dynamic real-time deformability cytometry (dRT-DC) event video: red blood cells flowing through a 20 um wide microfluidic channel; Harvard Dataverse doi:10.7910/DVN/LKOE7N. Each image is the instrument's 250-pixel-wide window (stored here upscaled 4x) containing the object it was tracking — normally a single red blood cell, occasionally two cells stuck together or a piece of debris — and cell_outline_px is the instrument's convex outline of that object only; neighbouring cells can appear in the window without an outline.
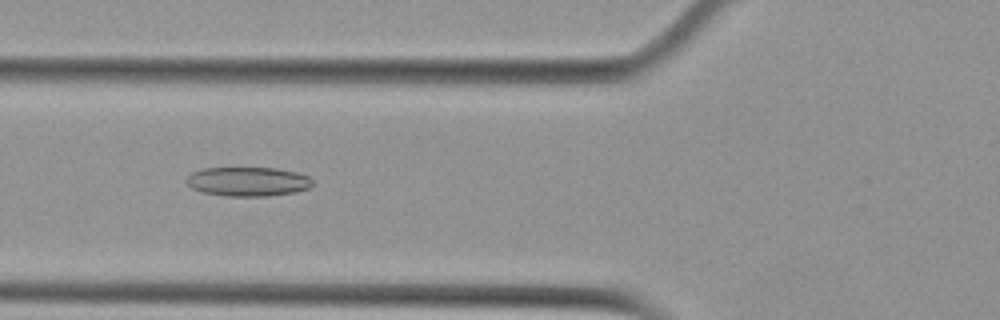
{"species": "Egyptian fruit bat (a non-hibernating species)", "species_latin": "Rousettus aegyptiacus", "temperature_condition": "cold", "stored_images_in_passage": 48, "camera_frame_rate_fps": 3000, "um_per_image_px": 0.085, "animal": {"sex": "female"}, "frame": {"image": 1, "passage_image": 14, "time_ms": 4.333, "image_size_px": [1000, 320], "cell_outline_px": [[312, 184], [308, 188], [296, 192], [268, 196], [228, 196], [204, 192], [192, 188], [184, 180], [192, 172], [204, 168], [276, 168], [296, 172], [308, 176], [312, 180]], "centroid_in_image_um": [21.07, 15.43], "position_along_channel_um": 104.7, "area_um2": 21.39}}
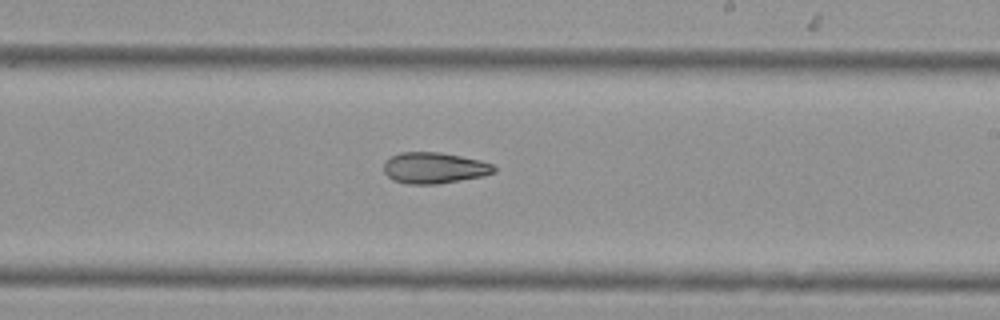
{"frame": {"image": 2, "passage_image": 26, "time_ms": 8.333, "image_size_px": [1000, 320], "cell_outline_px": [[496, 172], [484, 176], [440, 184], [408, 184], [392, 180], [384, 172], [384, 164], [392, 156], [400, 152], [440, 152], [480, 160], [492, 164], [496, 168]], "centroid_in_image_um": [36.93, 14.28], "position_along_channel_um": 252.1, "area_um2": 20.06}}
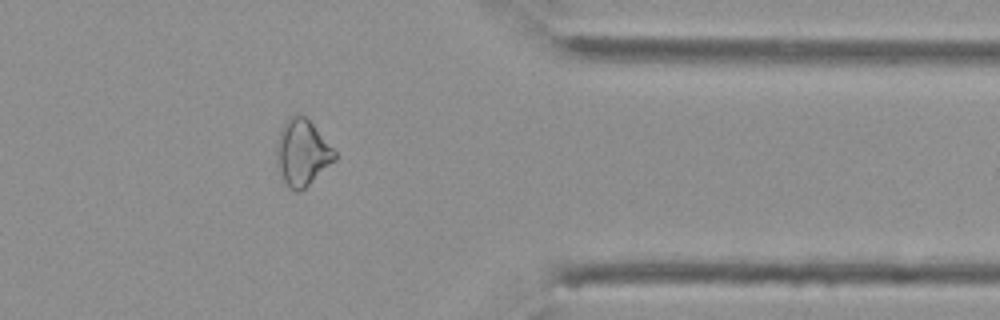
{"frame": {"image": 3, "passage_image": 38, "time_ms": 12.333, "image_size_px": [1000, 320], "cell_outline_px": [[336, 160], [300, 192], [296, 192], [288, 188], [284, 180], [276, 156], [276, 144], [280, 132], [288, 116], [296, 112], [304, 116], [312, 124], [336, 152]], "centroid_in_image_um": [25.69, 12.97], "position_along_channel_um": 385.7, "area_um2": 22.14}}